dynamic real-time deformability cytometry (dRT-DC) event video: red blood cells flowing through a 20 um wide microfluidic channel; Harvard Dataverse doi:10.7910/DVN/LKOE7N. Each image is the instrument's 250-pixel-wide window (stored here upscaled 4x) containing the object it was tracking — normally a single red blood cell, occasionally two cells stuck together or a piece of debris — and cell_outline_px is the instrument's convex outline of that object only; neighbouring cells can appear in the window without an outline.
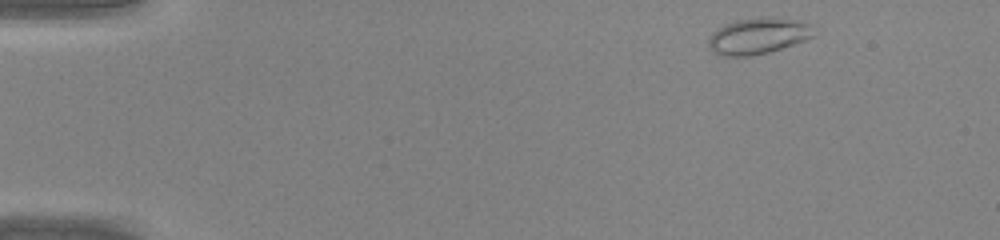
{"species": "common noctule bat (a hibernating species)", "species_latin": "Nyctalus noctula", "temperature_condition": "warm", "stored_images_in_passage": 6, "camera_frame_rate_fps": 3000, "um_per_image_px": 0.085, "animal": {"sex": "male", "body_mass_g": 20.0, "forearm_length_mm": 53.3}, "frame": {"image": 1, "passage_image": 1, "time_ms": 0.0, "image_size_px": [1000, 240], "cell_outline_px": [[812, 36], [804, 40], [768, 52], [752, 56], [720, 56], [712, 52], [708, 48], [708, 40], [712, 32], [724, 24], [736, 20], [760, 16], [768, 16], [796, 20], [812, 24]], "centroid_in_image_um": [64.37, 3.05], "position_along_channel_um": 20.6, "area_um2": 22.31}}